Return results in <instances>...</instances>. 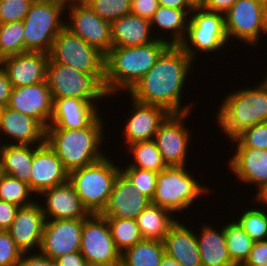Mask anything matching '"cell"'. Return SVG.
<instances>
[{
	"label": "cell",
	"mask_w": 267,
	"mask_h": 266,
	"mask_svg": "<svg viewBox=\"0 0 267 266\" xmlns=\"http://www.w3.org/2000/svg\"><path fill=\"white\" fill-rule=\"evenodd\" d=\"M194 63L179 45H169L155 65L127 93L128 97L162 107L170 114L193 112L196 109L193 100L188 104L185 101L183 104V100Z\"/></svg>",
	"instance_id": "6da1fadb"
},
{
	"label": "cell",
	"mask_w": 267,
	"mask_h": 266,
	"mask_svg": "<svg viewBox=\"0 0 267 266\" xmlns=\"http://www.w3.org/2000/svg\"><path fill=\"white\" fill-rule=\"evenodd\" d=\"M103 114L105 115L100 113L85 128H46V143L54 150L69 173L95 163L107 154L106 150L102 151V145L108 143L104 135V126L107 123Z\"/></svg>",
	"instance_id": "7a4b0ae2"
},
{
	"label": "cell",
	"mask_w": 267,
	"mask_h": 266,
	"mask_svg": "<svg viewBox=\"0 0 267 266\" xmlns=\"http://www.w3.org/2000/svg\"><path fill=\"white\" fill-rule=\"evenodd\" d=\"M169 46L166 41L133 47H112L105 55L104 87L110 99H115L132 87L155 65L158 57Z\"/></svg>",
	"instance_id": "3957f363"
},
{
	"label": "cell",
	"mask_w": 267,
	"mask_h": 266,
	"mask_svg": "<svg viewBox=\"0 0 267 266\" xmlns=\"http://www.w3.org/2000/svg\"><path fill=\"white\" fill-rule=\"evenodd\" d=\"M225 93L214 121L228 142L244 129L267 122V87L260 81Z\"/></svg>",
	"instance_id": "277c9868"
},
{
	"label": "cell",
	"mask_w": 267,
	"mask_h": 266,
	"mask_svg": "<svg viewBox=\"0 0 267 266\" xmlns=\"http://www.w3.org/2000/svg\"><path fill=\"white\" fill-rule=\"evenodd\" d=\"M188 165L167 166L158 173L155 195L151 203L168 209L176 216L193 209V204L214 193L206 183L195 178ZM211 190V191H210ZM209 194V195H208ZM201 197V198H200ZM200 199V200H199ZM197 200V201H196ZM188 209V210H187ZM181 212V213H180Z\"/></svg>",
	"instance_id": "5b68a950"
},
{
	"label": "cell",
	"mask_w": 267,
	"mask_h": 266,
	"mask_svg": "<svg viewBox=\"0 0 267 266\" xmlns=\"http://www.w3.org/2000/svg\"><path fill=\"white\" fill-rule=\"evenodd\" d=\"M107 154L101 160L75 169L69 173V181L90 214H101L106 208L118 174L119 160ZM117 163V164H116Z\"/></svg>",
	"instance_id": "8992f818"
},
{
	"label": "cell",
	"mask_w": 267,
	"mask_h": 266,
	"mask_svg": "<svg viewBox=\"0 0 267 266\" xmlns=\"http://www.w3.org/2000/svg\"><path fill=\"white\" fill-rule=\"evenodd\" d=\"M104 78L105 74H86L53 60H49L47 66L46 82L53 101L60 98H78L93 102L99 108L103 105L102 101L105 102L109 98L104 87Z\"/></svg>",
	"instance_id": "52a82bcc"
},
{
	"label": "cell",
	"mask_w": 267,
	"mask_h": 266,
	"mask_svg": "<svg viewBox=\"0 0 267 266\" xmlns=\"http://www.w3.org/2000/svg\"><path fill=\"white\" fill-rule=\"evenodd\" d=\"M228 44L231 45L226 36L224 15L207 11L200 6L194 7L186 35L179 44L190 58L196 63L197 57L202 53L210 56L212 52L219 54L223 50L225 55L227 47H230Z\"/></svg>",
	"instance_id": "ba28073f"
},
{
	"label": "cell",
	"mask_w": 267,
	"mask_h": 266,
	"mask_svg": "<svg viewBox=\"0 0 267 266\" xmlns=\"http://www.w3.org/2000/svg\"><path fill=\"white\" fill-rule=\"evenodd\" d=\"M65 16L64 5L35 0L23 19L25 51L49 53L54 39L65 27Z\"/></svg>",
	"instance_id": "9c48e42d"
},
{
	"label": "cell",
	"mask_w": 267,
	"mask_h": 266,
	"mask_svg": "<svg viewBox=\"0 0 267 266\" xmlns=\"http://www.w3.org/2000/svg\"><path fill=\"white\" fill-rule=\"evenodd\" d=\"M224 21L229 43L238 40L240 45L246 44L254 50L259 44L261 46L260 39L267 35V2L237 0L224 14Z\"/></svg>",
	"instance_id": "30bf717a"
},
{
	"label": "cell",
	"mask_w": 267,
	"mask_h": 266,
	"mask_svg": "<svg viewBox=\"0 0 267 266\" xmlns=\"http://www.w3.org/2000/svg\"><path fill=\"white\" fill-rule=\"evenodd\" d=\"M49 60L86 74H105V55L64 27L52 43Z\"/></svg>",
	"instance_id": "8fae6325"
},
{
	"label": "cell",
	"mask_w": 267,
	"mask_h": 266,
	"mask_svg": "<svg viewBox=\"0 0 267 266\" xmlns=\"http://www.w3.org/2000/svg\"><path fill=\"white\" fill-rule=\"evenodd\" d=\"M80 253L89 266H120L121 252L117 249L109 223L101 214L83 219Z\"/></svg>",
	"instance_id": "7c38bea8"
},
{
	"label": "cell",
	"mask_w": 267,
	"mask_h": 266,
	"mask_svg": "<svg viewBox=\"0 0 267 266\" xmlns=\"http://www.w3.org/2000/svg\"><path fill=\"white\" fill-rule=\"evenodd\" d=\"M191 113L193 114V112L169 114L155 134L154 141L167 166L190 164L188 157H190L189 154H193L189 152H191V141L194 138L192 137L193 129L191 130L186 122H190L188 118L192 115Z\"/></svg>",
	"instance_id": "4fadbf2b"
},
{
	"label": "cell",
	"mask_w": 267,
	"mask_h": 266,
	"mask_svg": "<svg viewBox=\"0 0 267 266\" xmlns=\"http://www.w3.org/2000/svg\"><path fill=\"white\" fill-rule=\"evenodd\" d=\"M65 27L106 55L112 48L110 22L100 18L90 6L77 3L66 7Z\"/></svg>",
	"instance_id": "5bb4252c"
},
{
	"label": "cell",
	"mask_w": 267,
	"mask_h": 266,
	"mask_svg": "<svg viewBox=\"0 0 267 266\" xmlns=\"http://www.w3.org/2000/svg\"><path fill=\"white\" fill-rule=\"evenodd\" d=\"M83 219H46L39 252L53 260L80 252Z\"/></svg>",
	"instance_id": "9a60e30c"
},
{
	"label": "cell",
	"mask_w": 267,
	"mask_h": 266,
	"mask_svg": "<svg viewBox=\"0 0 267 266\" xmlns=\"http://www.w3.org/2000/svg\"><path fill=\"white\" fill-rule=\"evenodd\" d=\"M129 100L130 106H126L129 107V117H126V121L123 120V135L119 134L124 139L122 147L138 141L154 140L160 124L170 114L162 107L143 104L132 97Z\"/></svg>",
	"instance_id": "2e32d148"
},
{
	"label": "cell",
	"mask_w": 267,
	"mask_h": 266,
	"mask_svg": "<svg viewBox=\"0 0 267 266\" xmlns=\"http://www.w3.org/2000/svg\"><path fill=\"white\" fill-rule=\"evenodd\" d=\"M69 180V172L63 162L46 143L38 145L33 152L30 183L31 191L38 197L43 191Z\"/></svg>",
	"instance_id": "e0dca14e"
},
{
	"label": "cell",
	"mask_w": 267,
	"mask_h": 266,
	"mask_svg": "<svg viewBox=\"0 0 267 266\" xmlns=\"http://www.w3.org/2000/svg\"><path fill=\"white\" fill-rule=\"evenodd\" d=\"M53 98L47 82L12 88L7 107L38 120L45 128L53 113Z\"/></svg>",
	"instance_id": "ac0fdd59"
},
{
	"label": "cell",
	"mask_w": 267,
	"mask_h": 266,
	"mask_svg": "<svg viewBox=\"0 0 267 266\" xmlns=\"http://www.w3.org/2000/svg\"><path fill=\"white\" fill-rule=\"evenodd\" d=\"M48 62V53L25 51L2 58L0 66L15 88L46 81Z\"/></svg>",
	"instance_id": "d6986e66"
},
{
	"label": "cell",
	"mask_w": 267,
	"mask_h": 266,
	"mask_svg": "<svg viewBox=\"0 0 267 266\" xmlns=\"http://www.w3.org/2000/svg\"><path fill=\"white\" fill-rule=\"evenodd\" d=\"M45 221L40 202L19 207L8 232L23 253L39 252Z\"/></svg>",
	"instance_id": "ffe728a7"
},
{
	"label": "cell",
	"mask_w": 267,
	"mask_h": 266,
	"mask_svg": "<svg viewBox=\"0 0 267 266\" xmlns=\"http://www.w3.org/2000/svg\"><path fill=\"white\" fill-rule=\"evenodd\" d=\"M37 201L45 219H86L90 215L69 180L43 191Z\"/></svg>",
	"instance_id": "44dd1931"
},
{
	"label": "cell",
	"mask_w": 267,
	"mask_h": 266,
	"mask_svg": "<svg viewBox=\"0 0 267 266\" xmlns=\"http://www.w3.org/2000/svg\"><path fill=\"white\" fill-rule=\"evenodd\" d=\"M0 131L5 144L38 146L45 142L46 128L38 120L7 106L0 108Z\"/></svg>",
	"instance_id": "7402d4cb"
},
{
	"label": "cell",
	"mask_w": 267,
	"mask_h": 266,
	"mask_svg": "<svg viewBox=\"0 0 267 266\" xmlns=\"http://www.w3.org/2000/svg\"><path fill=\"white\" fill-rule=\"evenodd\" d=\"M226 161L228 171L236 181L253 187L255 193L267 184V150L257 148H233Z\"/></svg>",
	"instance_id": "603a6c76"
},
{
	"label": "cell",
	"mask_w": 267,
	"mask_h": 266,
	"mask_svg": "<svg viewBox=\"0 0 267 266\" xmlns=\"http://www.w3.org/2000/svg\"><path fill=\"white\" fill-rule=\"evenodd\" d=\"M151 203L135 185L120 172L115 180L109 202L101 215L105 218L136 219Z\"/></svg>",
	"instance_id": "cb8c5ba5"
},
{
	"label": "cell",
	"mask_w": 267,
	"mask_h": 266,
	"mask_svg": "<svg viewBox=\"0 0 267 266\" xmlns=\"http://www.w3.org/2000/svg\"><path fill=\"white\" fill-rule=\"evenodd\" d=\"M93 102L78 98L55 99L47 128L80 129L87 127L100 113Z\"/></svg>",
	"instance_id": "d4e9b609"
},
{
	"label": "cell",
	"mask_w": 267,
	"mask_h": 266,
	"mask_svg": "<svg viewBox=\"0 0 267 266\" xmlns=\"http://www.w3.org/2000/svg\"><path fill=\"white\" fill-rule=\"evenodd\" d=\"M182 221V218L178 219L167 232L163 240L165 253L175 258L181 266H202L196 228L194 231L191 228L193 225Z\"/></svg>",
	"instance_id": "484cf974"
},
{
	"label": "cell",
	"mask_w": 267,
	"mask_h": 266,
	"mask_svg": "<svg viewBox=\"0 0 267 266\" xmlns=\"http://www.w3.org/2000/svg\"><path fill=\"white\" fill-rule=\"evenodd\" d=\"M192 11L193 10H183L159 5L158 9L149 20L152 33H154L153 36L156 39L166 41L169 45H179L186 35ZM165 34L168 37L165 36Z\"/></svg>",
	"instance_id": "4316f807"
},
{
	"label": "cell",
	"mask_w": 267,
	"mask_h": 266,
	"mask_svg": "<svg viewBox=\"0 0 267 266\" xmlns=\"http://www.w3.org/2000/svg\"><path fill=\"white\" fill-rule=\"evenodd\" d=\"M112 47H133L154 42L150 21L129 13L110 23Z\"/></svg>",
	"instance_id": "83f0119b"
},
{
	"label": "cell",
	"mask_w": 267,
	"mask_h": 266,
	"mask_svg": "<svg viewBox=\"0 0 267 266\" xmlns=\"http://www.w3.org/2000/svg\"><path fill=\"white\" fill-rule=\"evenodd\" d=\"M207 222L201 225L200 231L196 229L202 266H235L227 250L224 226L214 228L215 224Z\"/></svg>",
	"instance_id": "f1b7e54d"
},
{
	"label": "cell",
	"mask_w": 267,
	"mask_h": 266,
	"mask_svg": "<svg viewBox=\"0 0 267 266\" xmlns=\"http://www.w3.org/2000/svg\"><path fill=\"white\" fill-rule=\"evenodd\" d=\"M176 217L168 209L150 203L135 220L143 239L163 242L167 232L180 219Z\"/></svg>",
	"instance_id": "f546056e"
},
{
	"label": "cell",
	"mask_w": 267,
	"mask_h": 266,
	"mask_svg": "<svg viewBox=\"0 0 267 266\" xmlns=\"http://www.w3.org/2000/svg\"><path fill=\"white\" fill-rule=\"evenodd\" d=\"M37 146L5 144L0 152L2 173L30 183L32 157Z\"/></svg>",
	"instance_id": "4dcf8cb0"
},
{
	"label": "cell",
	"mask_w": 267,
	"mask_h": 266,
	"mask_svg": "<svg viewBox=\"0 0 267 266\" xmlns=\"http://www.w3.org/2000/svg\"><path fill=\"white\" fill-rule=\"evenodd\" d=\"M164 254L162 241L143 239L121 253V266H159Z\"/></svg>",
	"instance_id": "1f68e13d"
},
{
	"label": "cell",
	"mask_w": 267,
	"mask_h": 266,
	"mask_svg": "<svg viewBox=\"0 0 267 266\" xmlns=\"http://www.w3.org/2000/svg\"><path fill=\"white\" fill-rule=\"evenodd\" d=\"M124 150L131 155L128 156L130 161H127L130 167L151 170L157 173L167 167L154 140L134 142Z\"/></svg>",
	"instance_id": "d6a6232c"
},
{
	"label": "cell",
	"mask_w": 267,
	"mask_h": 266,
	"mask_svg": "<svg viewBox=\"0 0 267 266\" xmlns=\"http://www.w3.org/2000/svg\"><path fill=\"white\" fill-rule=\"evenodd\" d=\"M224 233L229 256L235 266H240L246 262L254 241L234 218L230 222L225 221Z\"/></svg>",
	"instance_id": "836d02e7"
},
{
	"label": "cell",
	"mask_w": 267,
	"mask_h": 266,
	"mask_svg": "<svg viewBox=\"0 0 267 266\" xmlns=\"http://www.w3.org/2000/svg\"><path fill=\"white\" fill-rule=\"evenodd\" d=\"M0 199L18 207H26L37 201V196L27 183L11 175L2 174L0 176Z\"/></svg>",
	"instance_id": "e575fe53"
},
{
	"label": "cell",
	"mask_w": 267,
	"mask_h": 266,
	"mask_svg": "<svg viewBox=\"0 0 267 266\" xmlns=\"http://www.w3.org/2000/svg\"><path fill=\"white\" fill-rule=\"evenodd\" d=\"M253 203L256 206H247L241 214L235 215V220L254 242L265 241L267 240V211L259 208V205L254 201Z\"/></svg>",
	"instance_id": "d590c367"
},
{
	"label": "cell",
	"mask_w": 267,
	"mask_h": 266,
	"mask_svg": "<svg viewBox=\"0 0 267 266\" xmlns=\"http://www.w3.org/2000/svg\"><path fill=\"white\" fill-rule=\"evenodd\" d=\"M106 219L109 223L114 243L121 253L143 240L135 219Z\"/></svg>",
	"instance_id": "8d00e7d4"
},
{
	"label": "cell",
	"mask_w": 267,
	"mask_h": 266,
	"mask_svg": "<svg viewBox=\"0 0 267 266\" xmlns=\"http://www.w3.org/2000/svg\"><path fill=\"white\" fill-rule=\"evenodd\" d=\"M23 21L0 24V57L25 52Z\"/></svg>",
	"instance_id": "74e56055"
},
{
	"label": "cell",
	"mask_w": 267,
	"mask_h": 266,
	"mask_svg": "<svg viewBox=\"0 0 267 266\" xmlns=\"http://www.w3.org/2000/svg\"><path fill=\"white\" fill-rule=\"evenodd\" d=\"M121 172L131 181L137 190L151 201L155 195L158 173L151 170H143L130 167L128 164L122 165Z\"/></svg>",
	"instance_id": "f35d334b"
},
{
	"label": "cell",
	"mask_w": 267,
	"mask_h": 266,
	"mask_svg": "<svg viewBox=\"0 0 267 266\" xmlns=\"http://www.w3.org/2000/svg\"><path fill=\"white\" fill-rule=\"evenodd\" d=\"M231 148H257L267 150V122L258 123L244 129L230 140Z\"/></svg>",
	"instance_id": "ab89813d"
},
{
	"label": "cell",
	"mask_w": 267,
	"mask_h": 266,
	"mask_svg": "<svg viewBox=\"0 0 267 266\" xmlns=\"http://www.w3.org/2000/svg\"><path fill=\"white\" fill-rule=\"evenodd\" d=\"M86 3L100 18L110 23L131 13L130 0H86Z\"/></svg>",
	"instance_id": "60d3db41"
},
{
	"label": "cell",
	"mask_w": 267,
	"mask_h": 266,
	"mask_svg": "<svg viewBox=\"0 0 267 266\" xmlns=\"http://www.w3.org/2000/svg\"><path fill=\"white\" fill-rule=\"evenodd\" d=\"M35 0H0V24L23 21Z\"/></svg>",
	"instance_id": "b9f144b4"
},
{
	"label": "cell",
	"mask_w": 267,
	"mask_h": 266,
	"mask_svg": "<svg viewBox=\"0 0 267 266\" xmlns=\"http://www.w3.org/2000/svg\"><path fill=\"white\" fill-rule=\"evenodd\" d=\"M22 254L8 230H0V266H16Z\"/></svg>",
	"instance_id": "7bdbcfd3"
},
{
	"label": "cell",
	"mask_w": 267,
	"mask_h": 266,
	"mask_svg": "<svg viewBox=\"0 0 267 266\" xmlns=\"http://www.w3.org/2000/svg\"><path fill=\"white\" fill-rule=\"evenodd\" d=\"M159 7L158 0H132L131 13L150 20Z\"/></svg>",
	"instance_id": "ee69618b"
},
{
	"label": "cell",
	"mask_w": 267,
	"mask_h": 266,
	"mask_svg": "<svg viewBox=\"0 0 267 266\" xmlns=\"http://www.w3.org/2000/svg\"><path fill=\"white\" fill-rule=\"evenodd\" d=\"M16 266H57L56 261L40 252L23 253Z\"/></svg>",
	"instance_id": "f6af8a7d"
},
{
	"label": "cell",
	"mask_w": 267,
	"mask_h": 266,
	"mask_svg": "<svg viewBox=\"0 0 267 266\" xmlns=\"http://www.w3.org/2000/svg\"><path fill=\"white\" fill-rule=\"evenodd\" d=\"M19 207L0 199V230H8Z\"/></svg>",
	"instance_id": "bcb514c9"
},
{
	"label": "cell",
	"mask_w": 267,
	"mask_h": 266,
	"mask_svg": "<svg viewBox=\"0 0 267 266\" xmlns=\"http://www.w3.org/2000/svg\"><path fill=\"white\" fill-rule=\"evenodd\" d=\"M242 264L267 265V240L255 241L246 262Z\"/></svg>",
	"instance_id": "7dc6e473"
},
{
	"label": "cell",
	"mask_w": 267,
	"mask_h": 266,
	"mask_svg": "<svg viewBox=\"0 0 267 266\" xmlns=\"http://www.w3.org/2000/svg\"><path fill=\"white\" fill-rule=\"evenodd\" d=\"M237 0H203L200 7L210 11L225 14Z\"/></svg>",
	"instance_id": "c3c4849f"
},
{
	"label": "cell",
	"mask_w": 267,
	"mask_h": 266,
	"mask_svg": "<svg viewBox=\"0 0 267 266\" xmlns=\"http://www.w3.org/2000/svg\"><path fill=\"white\" fill-rule=\"evenodd\" d=\"M12 88L7 73L0 66V108L7 106Z\"/></svg>",
	"instance_id": "681fc988"
},
{
	"label": "cell",
	"mask_w": 267,
	"mask_h": 266,
	"mask_svg": "<svg viewBox=\"0 0 267 266\" xmlns=\"http://www.w3.org/2000/svg\"><path fill=\"white\" fill-rule=\"evenodd\" d=\"M55 261L57 266H89L80 252L65 254Z\"/></svg>",
	"instance_id": "f907efd6"
},
{
	"label": "cell",
	"mask_w": 267,
	"mask_h": 266,
	"mask_svg": "<svg viewBox=\"0 0 267 266\" xmlns=\"http://www.w3.org/2000/svg\"><path fill=\"white\" fill-rule=\"evenodd\" d=\"M159 5L183 10H193L194 6L188 0H158Z\"/></svg>",
	"instance_id": "816d5d0a"
},
{
	"label": "cell",
	"mask_w": 267,
	"mask_h": 266,
	"mask_svg": "<svg viewBox=\"0 0 267 266\" xmlns=\"http://www.w3.org/2000/svg\"><path fill=\"white\" fill-rule=\"evenodd\" d=\"M253 198L254 199H251L252 201L254 200L255 203L259 205V207L267 211V184L264 185L260 190H258Z\"/></svg>",
	"instance_id": "f5cc1de1"
},
{
	"label": "cell",
	"mask_w": 267,
	"mask_h": 266,
	"mask_svg": "<svg viewBox=\"0 0 267 266\" xmlns=\"http://www.w3.org/2000/svg\"><path fill=\"white\" fill-rule=\"evenodd\" d=\"M159 266H181V264L175 258L170 257L165 253Z\"/></svg>",
	"instance_id": "db71d44e"
},
{
	"label": "cell",
	"mask_w": 267,
	"mask_h": 266,
	"mask_svg": "<svg viewBox=\"0 0 267 266\" xmlns=\"http://www.w3.org/2000/svg\"><path fill=\"white\" fill-rule=\"evenodd\" d=\"M51 1H54L56 3H60V4L64 5L65 7L70 6V5H74L77 3L86 2V0H51Z\"/></svg>",
	"instance_id": "11a10c76"
},
{
	"label": "cell",
	"mask_w": 267,
	"mask_h": 266,
	"mask_svg": "<svg viewBox=\"0 0 267 266\" xmlns=\"http://www.w3.org/2000/svg\"><path fill=\"white\" fill-rule=\"evenodd\" d=\"M194 7H198L201 5L203 0H188Z\"/></svg>",
	"instance_id": "9f6ffc18"
},
{
	"label": "cell",
	"mask_w": 267,
	"mask_h": 266,
	"mask_svg": "<svg viewBox=\"0 0 267 266\" xmlns=\"http://www.w3.org/2000/svg\"><path fill=\"white\" fill-rule=\"evenodd\" d=\"M5 142L2 139L1 131H0V152L4 149Z\"/></svg>",
	"instance_id": "6f0895ef"
},
{
	"label": "cell",
	"mask_w": 267,
	"mask_h": 266,
	"mask_svg": "<svg viewBox=\"0 0 267 266\" xmlns=\"http://www.w3.org/2000/svg\"><path fill=\"white\" fill-rule=\"evenodd\" d=\"M263 77V79H262ZM260 81L267 87V72H265V75L262 76Z\"/></svg>",
	"instance_id": "680465c9"
},
{
	"label": "cell",
	"mask_w": 267,
	"mask_h": 266,
	"mask_svg": "<svg viewBox=\"0 0 267 266\" xmlns=\"http://www.w3.org/2000/svg\"><path fill=\"white\" fill-rule=\"evenodd\" d=\"M240 266H267V265H263V264H241Z\"/></svg>",
	"instance_id": "91938a15"
},
{
	"label": "cell",
	"mask_w": 267,
	"mask_h": 266,
	"mask_svg": "<svg viewBox=\"0 0 267 266\" xmlns=\"http://www.w3.org/2000/svg\"><path fill=\"white\" fill-rule=\"evenodd\" d=\"M2 165H1V156H0V176L2 175Z\"/></svg>",
	"instance_id": "94428289"
}]
</instances>
